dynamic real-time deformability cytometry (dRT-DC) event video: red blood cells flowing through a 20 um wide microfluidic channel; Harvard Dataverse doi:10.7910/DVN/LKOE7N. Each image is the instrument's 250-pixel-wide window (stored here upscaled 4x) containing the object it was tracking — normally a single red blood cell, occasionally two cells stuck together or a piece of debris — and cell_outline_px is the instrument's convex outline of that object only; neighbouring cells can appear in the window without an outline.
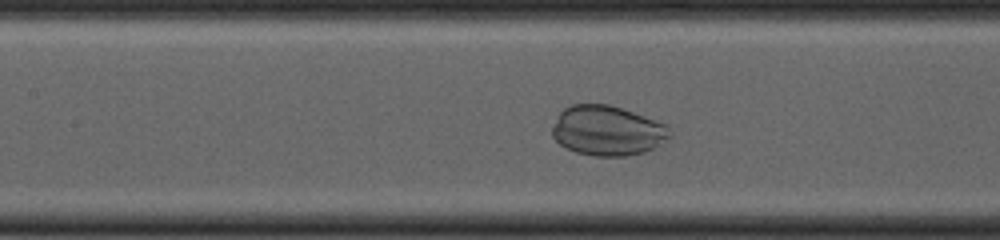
{"species": "common noctule bat (a hibernating species)", "species_latin": "Nyctalus noctula", "temperature_condition": "cold", "stored_images_in_passage": 42, "camera_frame_rate_fps": 3000, "um_per_image_px": 0.085, "animal": {"sex": "female", "body_mass_g": 23.0, "forearm_length_mm": 53.4}, "frame": {"image": 1, "passage_image": 20, "time_ms": 6.333, "image_size_px": [1000, 240], "cell_outline_px": [[672, 136], [652, 148], [644, 152], [628, 156], [592, 156], [576, 152], [560, 144], [552, 136], [552, 128], [560, 112], [564, 108], [572, 104], [608, 104], [668, 124]], "centroid_in_image_um": [51.63, 11.11], "position_along_channel_um": 155.8, "area_um2": 34.1}}
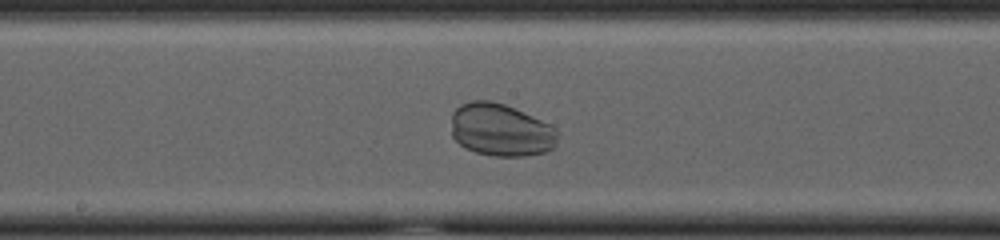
{"frame": {"image": 2, "passage_image": 24, "time_ms": 7.667, "image_size_px": [1000, 240], "cell_outline_px": [[560, 132], [556, 144], [552, 148], [544, 152], [524, 156], [492, 156], [476, 152], [464, 148], [452, 136], [452, 112], [460, 104], [472, 100], [492, 100], [504, 104], [524, 112], [556, 128]], "centroid_in_image_um": [42.56, 11.04], "position_along_channel_um": 205.6, "area_um2": 32.83}}
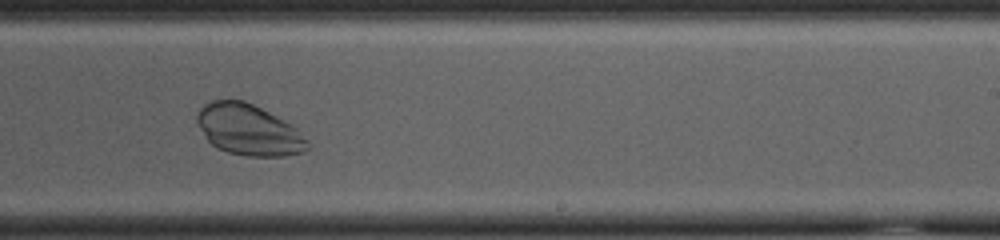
{"frame": {"image": 3, "passage_image": 29, "time_ms": 9.333, "image_size_px": [1000, 240], "cell_outline_px": [[312, 148], [304, 152], [284, 156], [248, 156], [228, 152], [216, 148], [208, 140], [200, 128], [196, 120], [196, 116], [200, 108], [204, 104], [212, 100], [244, 100], [292, 124], [312, 144]], "centroid_in_image_um": [21.17, 11.05], "position_along_channel_um": 267.8, "area_um2": 32.89}}